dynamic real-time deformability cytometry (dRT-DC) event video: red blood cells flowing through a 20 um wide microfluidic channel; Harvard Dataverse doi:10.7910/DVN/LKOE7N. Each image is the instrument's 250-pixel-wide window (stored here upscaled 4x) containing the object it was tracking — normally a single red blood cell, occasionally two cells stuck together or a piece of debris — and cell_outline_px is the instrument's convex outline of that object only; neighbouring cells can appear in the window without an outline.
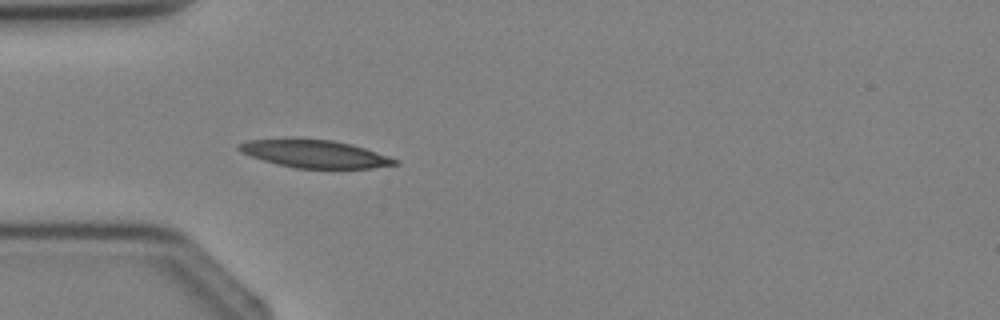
{"species": "Egyptian fruit bat (a non-hibernating species)", "species_latin": "Rousettus aegyptiacus", "temperature_condition": "cold", "stored_images_in_passage": 3, "camera_frame_rate_fps": 3000, "um_per_image_px": 0.085, "animal": {"sex": "female"}, "frame": {"image": 1, "passage_image": 3, "time_ms": 3.333, "image_size_px": [1000, 320], "cell_outline_px": [[400, 164], [372, 168], [296, 168], [276, 164], [240, 152], [236, 148], [236, 144], [248, 140], [292, 136], [332, 140], [352, 144], [400, 160]], "centroid_in_image_um": [26.69, 13.04], "position_along_channel_um": 58.3, "area_um2": 25.95}}